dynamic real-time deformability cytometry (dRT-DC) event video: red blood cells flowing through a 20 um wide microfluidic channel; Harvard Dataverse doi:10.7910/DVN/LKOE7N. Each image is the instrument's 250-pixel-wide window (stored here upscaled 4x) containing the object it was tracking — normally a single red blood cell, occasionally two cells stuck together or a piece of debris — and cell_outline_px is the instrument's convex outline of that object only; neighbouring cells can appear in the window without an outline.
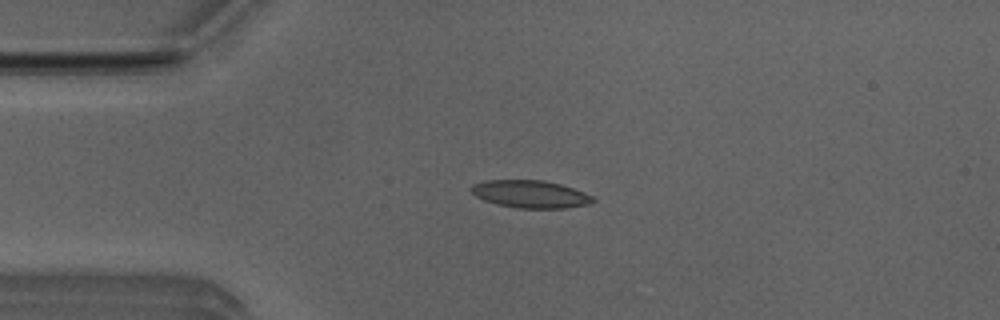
{"species": "Egyptian fruit bat (a non-hibernating species)", "species_latin": "Rousettus aegyptiacus", "temperature_condition": "room temperature", "stored_images_in_passage": 4, "camera_frame_rate_fps": 3000, "um_per_image_px": 0.085, "animal": {"sex": "male"}, "frame": {"image": 1, "passage_image": 3, "time_ms": 0.667, "image_size_px": [1000, 320], "cell_outline_px": [[596, 200], [588, 204], [564, 208], [516, 208], [496, 204], [484, 200], [476, 196], [468, 188], [472, 184], [484, 180], [544, 180], [560, 184], [584, 192], [592, 196]], "centroid_in_image_um": [45.04, 16.49], "position_along_channel_um": 40.0, "area_um2": 19.59}}